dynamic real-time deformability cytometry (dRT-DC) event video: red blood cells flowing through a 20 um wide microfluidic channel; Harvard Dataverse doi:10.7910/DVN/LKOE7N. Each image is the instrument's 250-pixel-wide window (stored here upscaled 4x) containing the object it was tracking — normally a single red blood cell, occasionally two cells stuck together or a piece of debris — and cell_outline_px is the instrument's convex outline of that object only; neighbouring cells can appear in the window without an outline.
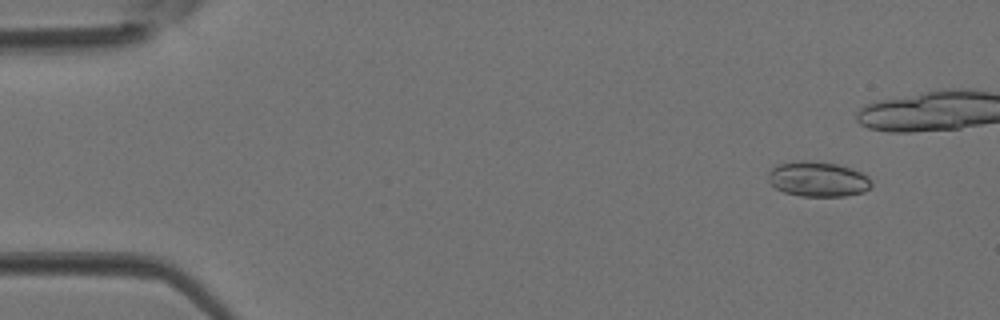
{"species": "Egyptian fruit bat (a non-hibernating species)", "species_latin": "Rousettus aegyptiacus", "temperature_condition": "room temperature", "stored_images_in_passage": 4, "camera_frame_rate_fps": 3000, "um_per_image_px": 0.085, "animal": {"sex": "female"}, "frame": {"image": 1, "passage_image": 1, "time_ms": 0.0, "image_size_px": [1000, 320], "cell_outline_px": [[872, 184], [864, 192], [844, 196], [800, 196], [784, 192], [776, 188], [768, 180], [768, 172], [772, 168], [780, 164], [800, 160], [808, 160], [836, 164], [860, 172], [868, 176]], "centroid_in_image_um": [69.5, 15.23], "position_along_channel_um": 15.5, "area_um2": 20.92}}